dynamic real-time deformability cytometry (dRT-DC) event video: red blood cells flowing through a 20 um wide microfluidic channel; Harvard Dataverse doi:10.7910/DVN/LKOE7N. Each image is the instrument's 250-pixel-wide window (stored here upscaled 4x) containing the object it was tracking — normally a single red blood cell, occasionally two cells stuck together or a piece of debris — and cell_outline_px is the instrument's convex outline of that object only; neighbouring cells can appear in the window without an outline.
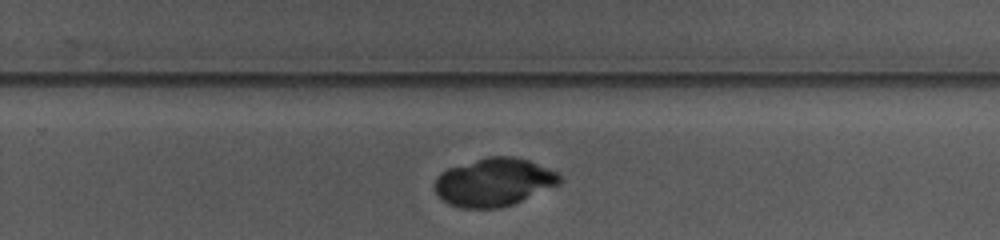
{"species": "common noctule bat (a hibernating species)", "species_latin": "Nyctalus noctula", "temperature_condition": "warm", "stored_images_in_passage": 24, "camera_frame_rate_fps": 3000, "um_per_image_px": 0.085, "animal": {"sex": "female", "body_mass_g": 10.0, "forearm_length_mm": 53.1}, "frame": {"image": 1, "passage_image": 18, "time_ms": 5.667, "image_size_px": [1000, 240], "cell_outline_px": [[560, 184], [512, 204], [500, 208], [460, 208], [448, 204], [436, 192], [436, 176], [440, 172], [448, 168], [488, 156], [512, 156], [528, 160], [560, 172]], "centroid_in_image_um": [42.0, 15.48], "position_along_channel_um": 287.8, "area_um2": 34.91}}
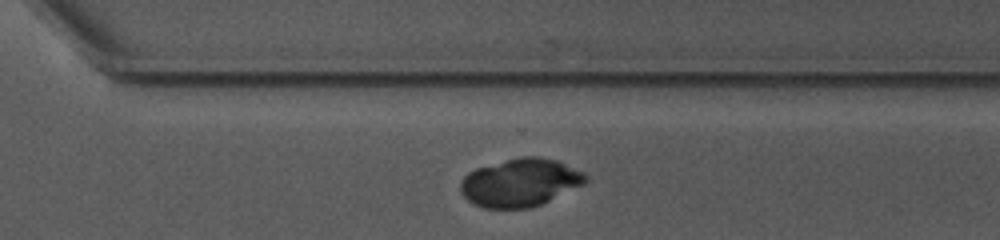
{"frame": {"image": 2, "passage_image": 21, "time_ms": 6.667, "image_size_px": [1000, 240], "cell_outline_px": [[588, 180], [584, 184], [540, 204], [528, 208], [484, 208], [468, 200], [460, 192], [460, 184], [464, 176], [468, 172], [476, 168], [520, 156], [536, 156], [560, 160], [584, 172], [588, 176]], "centroid_in_image_um": [44.23, 15.5], "position_along_channel_um": 326.4, "area_um2": 35.03}}
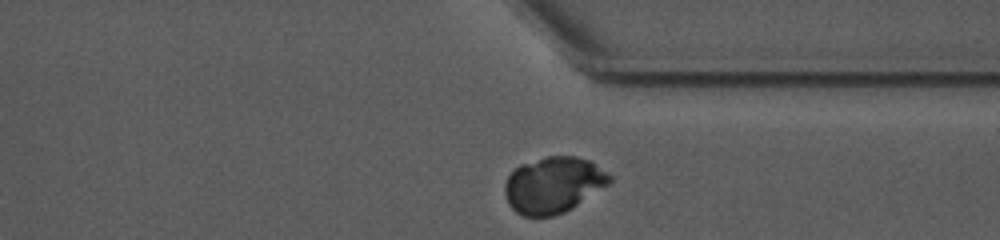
{"frame": {"image": 3, "passage_image": 24, "time_ms": 7.667, "image_size_px": [1000, 240], "cell_outline_px": [[612, 180], [608, 184], [572, 208], [564, 212], [552, 216], [524, 216], [516, 212], [508, 204], [504, 192], [504, 184], [508, 176], [520, 164], [544, 156], [576, 156], [592, 160], [612, 176]], "centroid_in_image_um": [47.03, 15.7], "position_along_channel_um": 364.4, "area_um2": 34.45}}